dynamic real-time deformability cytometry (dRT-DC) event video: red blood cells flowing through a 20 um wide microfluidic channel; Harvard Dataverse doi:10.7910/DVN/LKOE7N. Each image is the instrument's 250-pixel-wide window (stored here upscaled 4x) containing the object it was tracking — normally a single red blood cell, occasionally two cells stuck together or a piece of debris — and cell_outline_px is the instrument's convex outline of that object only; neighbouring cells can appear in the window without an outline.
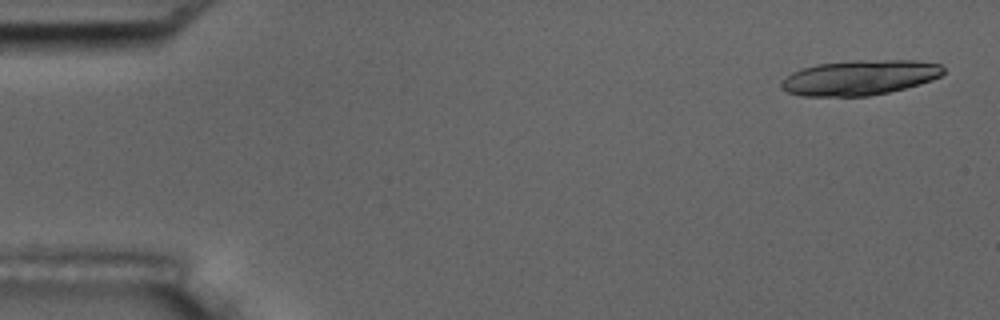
{"species": "common noctule bat (a hibernating species)", "species_latin": "Nyctalus noctula", "temperature_condition": "room temperature", "stored_images_in_passage": 5, "camera_frame_rate_fps": 3000, "um_per_image_px": 0.085, "animal": {"sex": "male", "body_mass_g": 17.5, "forearm_length_mm": 52.3}, "frame": {"image": 1, "passage_image": 1, "time_ms": 0.0, "image_size_px": [1000, 320], "cell_outline_px": [[944, 72], [940, 76], [932, 80], [920, 84], [888, 92], [868, 96], [800, 96], [788, 92], [780, 88], [780, 84], [792, 72], [800, 68], [816, 64], [856, 60], [916, 60], [940, 64], [944, 68]], "centroid_in_image_um": [73.07, 6.59], "position_along_channel_um": 11.9, "area_um2": 33.18}}
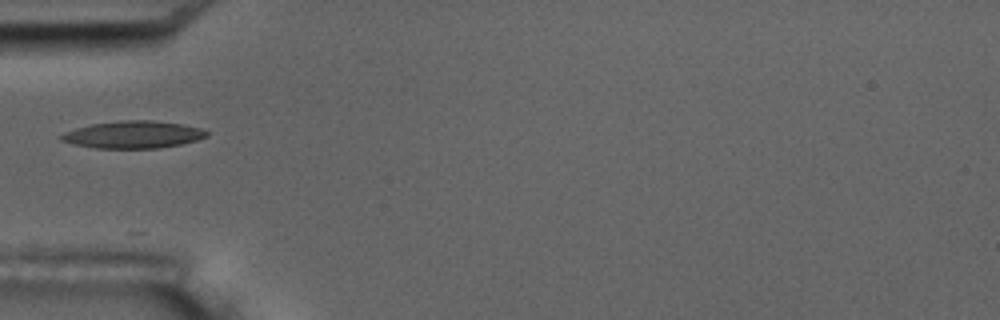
{"frame": {"image": 2, "passage_image": 5, "time_ms": 5.333, "image_size_px": [1000, 320], "cell_outline_px": [[208, 136], [196, 140], [180, 144], [160, 148], [96, 148], [76, 144], [60, 140], [60, 136], [64, 132], [76, 128], [92, 124], [120, 120], [152, 120], [180, 124], [200, 128], [208, 132]], "centroid_in_image_um": [11.32, 11.44], "position_along_channel_um": 73.7, "area_um2": 22.89}}